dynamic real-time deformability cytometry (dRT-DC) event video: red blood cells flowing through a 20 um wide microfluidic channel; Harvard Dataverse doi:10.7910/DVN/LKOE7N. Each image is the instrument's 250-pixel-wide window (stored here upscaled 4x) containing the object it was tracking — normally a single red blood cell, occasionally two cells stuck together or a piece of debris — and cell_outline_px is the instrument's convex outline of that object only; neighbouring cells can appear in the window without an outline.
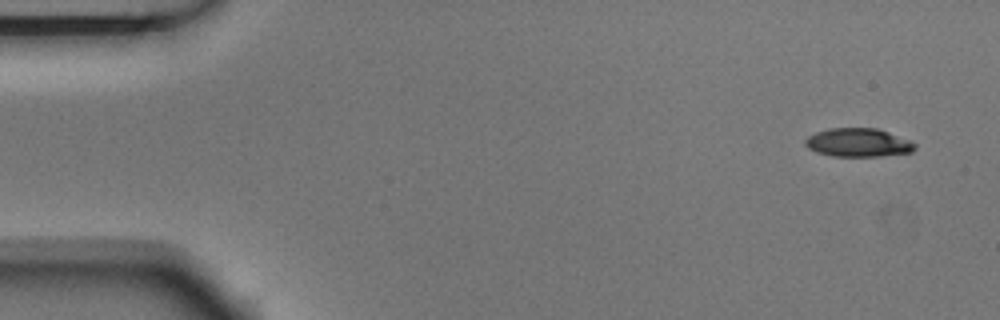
{"species": "Egyptian fruit bat (a non-hibernating species)", "species_latin": "Rousettus aegyptiacus", "temperature_condition": "room temperature", "stored_images_in_passage": 4, "camera_frame_rate_fps": 3000, "um_per_image_px": 0.085, "animal": {"sex": "male"}, "frame": {"image": 1, "passage_image": 1, "time_ms": 0.0, "image_size_px": [1000, 320], "cell_outline_px": [[916, 148], [912, 152], [880, 156], [832, 156], [816, 152], [808, 148], [804, 144], [804, 140], [808, 136], [816, 132], [828, 128], [876, 128], [912, 140], [916, 144]], "centroid_in_image_um": [72.95, 12.12], "position_along_channel_um": 12.0, "area_um2": 18.38}}
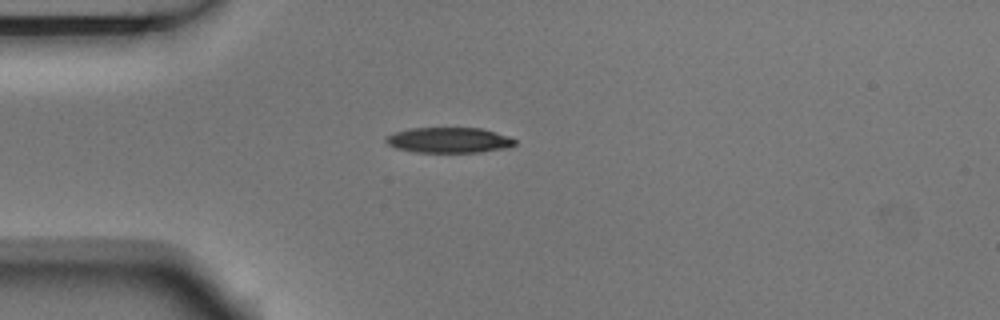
{"frame": {"image": 2, "passage_image": 4, "time_ms": 1.0, "image_size_px": [1000, 320], "cell_outline_px": [[516, 144], [508, 148], [480, 152], [416, 152], [396, 148], [388, 144], [384, 140], [384, 136], [392, 132], [408, 128], [480, 128], [496, 132], [508, 136], [516, 140]], "centroid_in_image_um": [38.13, 11.9], "position_along_channel_um": 46.9, "area_um2": 19.31}}